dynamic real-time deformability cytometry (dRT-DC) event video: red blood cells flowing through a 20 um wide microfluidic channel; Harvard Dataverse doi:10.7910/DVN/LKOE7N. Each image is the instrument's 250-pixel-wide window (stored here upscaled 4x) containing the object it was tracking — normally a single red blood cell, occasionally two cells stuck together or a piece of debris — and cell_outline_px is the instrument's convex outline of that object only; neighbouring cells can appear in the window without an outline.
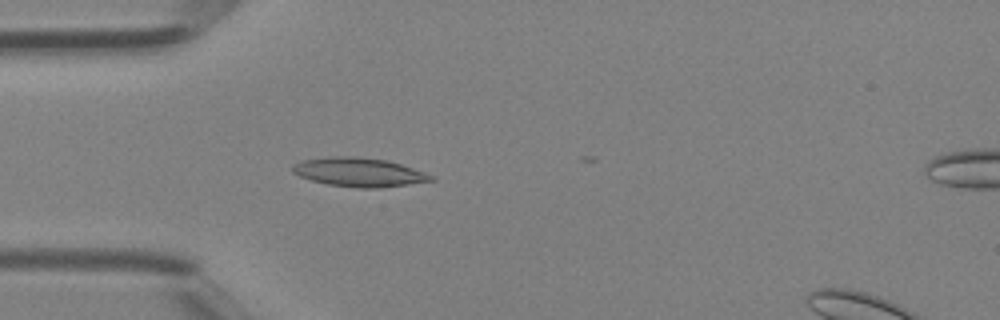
{"species": "Egyptian fruit bat (a non-hibernating species)", "species_latin": "Rousettus aegyptiacus", "temperature_condition": "room temperature", "stored_images_in_passage": 16, "camera_frame_rate_fps": 3000, "um_per_image_px": 0.085, "animal": {"sex": "female"}, "frame": {"image": 1, "passage_image": 13, "time_ms": 4.0, "image_size_px": [1000, 320], "cell_outline_px": [[436, 180], [380, 188], [360, 188], [328, 184], [312, 180], [300, 176], [292, 172], [292, 164], [304, 160], [332, 156], [356, 156], [384, 160], [400, 164], [412, 168], [432, 176]], "centroid_in_image_um": [30.48, 14.64], "position_along_channel_um": 54.5, "area_um2": 23.0}}